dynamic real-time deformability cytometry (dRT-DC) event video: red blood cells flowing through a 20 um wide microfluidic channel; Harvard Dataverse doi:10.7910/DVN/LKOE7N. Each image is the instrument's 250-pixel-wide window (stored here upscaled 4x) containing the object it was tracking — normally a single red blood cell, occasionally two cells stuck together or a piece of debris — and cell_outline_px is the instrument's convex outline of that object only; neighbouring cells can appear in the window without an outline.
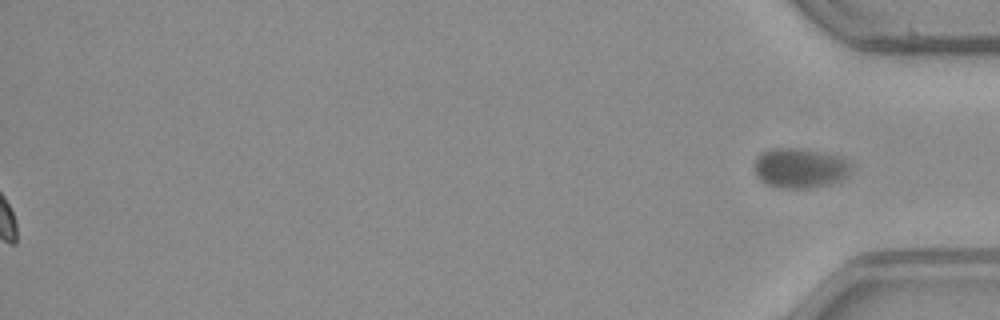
{"species": "common noctule bat (a hibernating species)", "species_latin": "Nyctalus noctula", "temperature_condition": "warm", "stored_images_in_passage": 43, "segment_of_instrument_passage": [2, 2], "camera_frame_rate_fps": 3000, "um_per_image_px": 0.085, "animal": {"sex": "male", "body_mass_g": 23.1, "forearm_length_mm": 52.7}, "frame": {"image": 1, "passage_image": 43, "time_ms": 14.0, "image_size_px": [1000, 320], "cell_outline_px": [[852, 168], [840, 180], [828, 184], [808, 188], [784, 188], [768, 184], [760, 180], [756, 172], [756, 156], [760, 152], [772, 148], [808, 148], [840, 156], [848, 160], [852, 164]], "centroid_in_image_um": [68.01, 14.25], "position_along_channel_um": 367.2, "area_um2": 22.54}}